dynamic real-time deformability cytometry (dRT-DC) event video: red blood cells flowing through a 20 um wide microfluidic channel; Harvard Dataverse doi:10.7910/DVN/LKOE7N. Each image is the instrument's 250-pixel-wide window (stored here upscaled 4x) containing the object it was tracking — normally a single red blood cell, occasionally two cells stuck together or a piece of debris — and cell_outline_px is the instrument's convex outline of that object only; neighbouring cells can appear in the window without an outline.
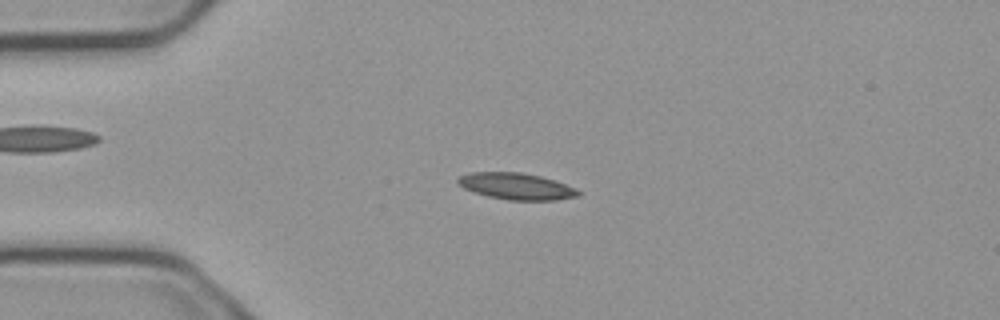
{"species": "common noctule bat (a hibernating species)", "species_latin": "Nyctalus noctula", "temperature_condition": "cold", "stored_images_in_passage": 3, "camera_frame_rate_fps": 3000, "um_per_image_px": 0.085, "animal": {"sex": "male", "body_mass_g": 23.1, "forearm_length_mm": 52.7}, "frame": {"image": 1, "passage_image": 3, "time_ms": 0.667, "image_size_px": [1000, 320], "cell_outline_px": [[580, 196], [556, 200], [508, 200], [488, 196], [464, 188], [456, 180], [460, 176], [472, 172], [524, 172], [540, 176], [576, 188], [580, 192]], "centroid_in_image_um": [43.91, 15.83], "position_along_channel_um": 41.1, "area_um2": 18.44}}